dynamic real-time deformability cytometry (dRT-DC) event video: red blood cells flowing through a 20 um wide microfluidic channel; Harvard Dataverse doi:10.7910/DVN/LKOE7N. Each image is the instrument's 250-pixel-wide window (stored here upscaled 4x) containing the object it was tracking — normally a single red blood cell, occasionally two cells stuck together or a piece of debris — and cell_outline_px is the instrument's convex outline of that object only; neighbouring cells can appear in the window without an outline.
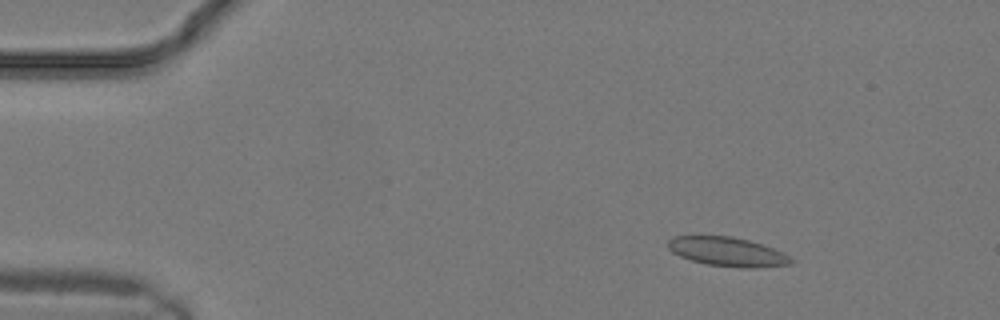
{"species": "common noctule bat (a hibernating species)", "species_latin": "Nyctalus noctula", "temperature_condition": "warm", "stored_images_in_passage": 10, "camera_frame_rate_fps": 3000, "um_per_image_px": 0.085, "animal": {"sex": "male", "body_mass_g": 19.2, "forearm_length_mm": 51.8}, "frame": {"image": 1, "passage_image": 3, "time_ms": 0.667, "image_size_px": [1000, 320], "cell_outline_px": [[792, 264], [756, 268], [744, 268], [708, 264], [692, 260], [680, 256], [672, 252], [668, 248], [668, 240], [672, 236], [732, 236], [748, 240], [784, 252], [792, 260]], "centroid_in_image_um": [61.82, 21.39], "position_along_channel_um": 23.2, "area_um2": 20.69}}
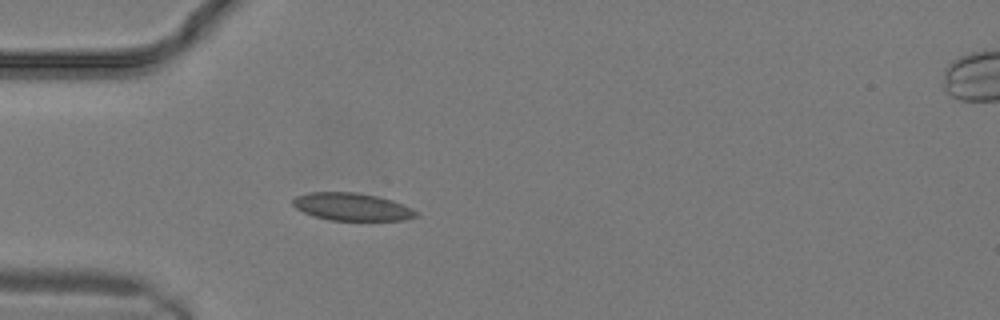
{"frame": {"image": 2, "passage_image": 7, "time_ms": 2.0, "image_size_px": [1000, 320], "cell_outline_px": [[420, 216], [404, 220], [328, 220], [304, 212], [296, 208], [292, 204], [292, 200], [296, 196], [308, 192], [356, 192], [376, 196], [392, 200], [412, 208], [420, 212]], "centroid_in_image_um": [29.95, 17.57], "position_along_channel_um": 55.1, "area_um2": 19.88}}
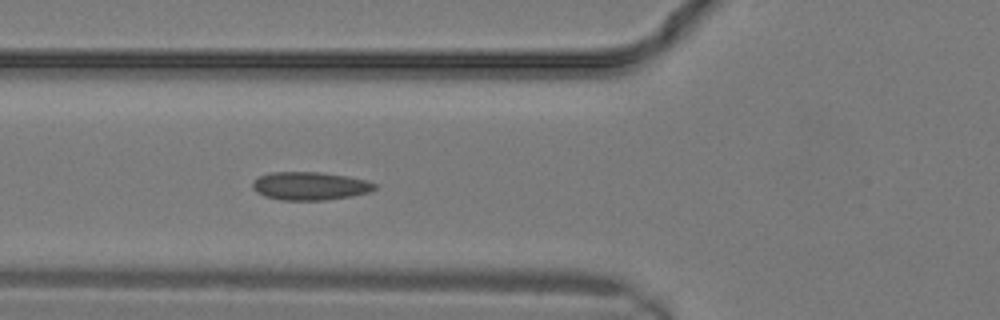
{"frame": {"image": 3, "passage_image": 9, "time_ms": 2.667, "image_size_px": [1000, 320], "cell_outline_px": [[376, 188], [368, 192], [352, 196], [324, 200], [280, 200], [264, 196], [256, 192], [252, 188], [252, 180], [260, 176], [272, 172], [320, 172], [344, 176], [364, 180], [376, 184]], "centroid_in_image_um": [26.29, 15.81], "position_along_channel_um": 99.5, "area_um2": 19.94}}